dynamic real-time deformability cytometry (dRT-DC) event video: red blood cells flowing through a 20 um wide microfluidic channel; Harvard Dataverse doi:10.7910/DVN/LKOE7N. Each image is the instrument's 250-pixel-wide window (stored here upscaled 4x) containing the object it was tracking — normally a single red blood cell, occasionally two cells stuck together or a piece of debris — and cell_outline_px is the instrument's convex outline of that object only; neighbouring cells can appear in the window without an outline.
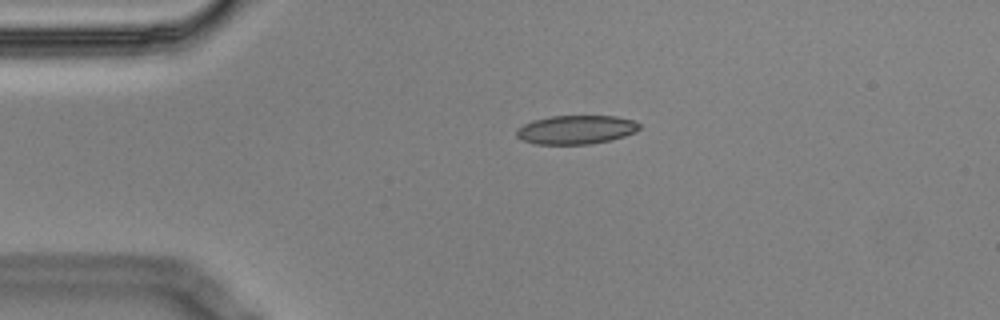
{"species": "Egyptian fruit bat (a non-hibernating species)", "species_latin": "Rousettus aegyptiacus", "temperature_condition": "cold", "stored_images_in_passage": 2, "camera_frame_rate_fps": 3000, "um_per_image_px": 0.085, "animal": {"sex": "male"}, "frame": {"image": 1, "passage_image": 1, "time_ms": 0.0, "image_size_px": [1000, 320], "cell_outline_px": [[640, 128], [636, 132], [612, 140], [588, 144], [536, 144], [520, 140], [516, 136], [516, 128], [532, 120], [552, 116], [616, 116], [636, 120], [640, 124]], "centroid_in_image_um": [48.97, 11.02], "position_along_channel_um": 36.0, "area_um2": 20.87}}